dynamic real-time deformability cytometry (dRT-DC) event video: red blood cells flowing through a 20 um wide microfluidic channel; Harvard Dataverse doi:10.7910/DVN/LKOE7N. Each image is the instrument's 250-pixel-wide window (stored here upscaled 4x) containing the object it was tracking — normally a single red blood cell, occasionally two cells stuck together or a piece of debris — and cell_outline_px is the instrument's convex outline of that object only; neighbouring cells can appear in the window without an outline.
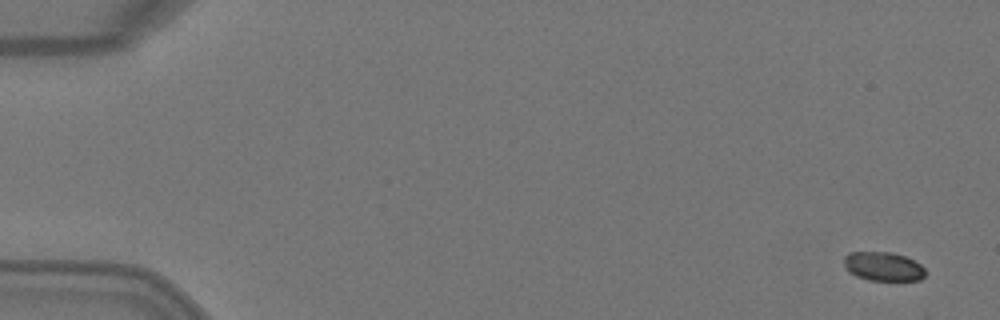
{"species": "Egyptian fruit bat (a non-hibernating species)", "species_latin": "Rousettus aegyptiacus", "temperature_condition": "warm", "stored_images_in_passage": 5, "camera_frame_rate_fps": 3000, "um_per_image_px": 0.085, "animal": {"sex": "female"}, "frame": {"image": 1, "passage_image": 1, "time_ms": 0.0, "image_size_px": [1000, 320], "cell_outline_px": [[924, 276], [920, 280], [868, 280], [856, 276], [848, 272], [844, 268], [844, 256], [848, 252], [892, 252], [904, 256], [920, 264], [924, 268]], "centroid_in_image_um": [75.02, 22.64], "position_along_channel_um": 10.0, "area_um2": 13.76}}
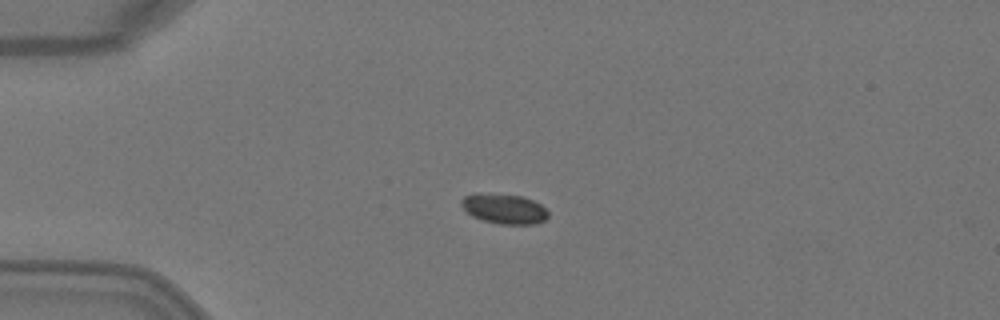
{"frame": {"image": 2, "passage_image": 4, "time_ms": 1.0, "image_size_px": [1000, 320], "cell_outline_px": [[548, 216], [544, 220], [536, 224], [500, 224], [484, 220], [472, 216], [460, 204], [460, 200], [464, 196], [476, 192], [524, 196], [540, 204], [548, 212]], "centroid_in_image_um": [42.84, 17.73], "position_along_channel_um": 42.2, "area_um2": 15.2}}